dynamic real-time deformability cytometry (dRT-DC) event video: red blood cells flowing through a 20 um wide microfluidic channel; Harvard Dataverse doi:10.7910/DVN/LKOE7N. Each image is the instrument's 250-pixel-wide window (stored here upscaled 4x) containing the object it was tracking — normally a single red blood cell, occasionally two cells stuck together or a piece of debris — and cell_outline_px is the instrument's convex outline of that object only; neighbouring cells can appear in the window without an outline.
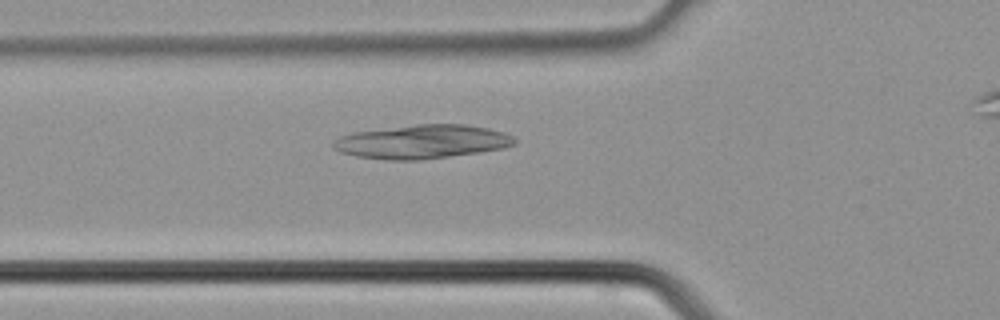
{"species": "common noctule bat (a hibernating species)", "species_latin": "Nyctalus noctula", "temperature_condition": "cold", "stored_images_in_passage": 26, "camera_frame_rate_fps": 3000, "um_per_image_px": 0.085, "animal": {"sex": "male", "body_mass_g": 21.5, "forearm_length_mm": 52.0}, "frame": {"image": 1, "passage_image": 12, "time_ms": 3.667, "image_size_px": [1000, 320], "cell_outline_px": [[516, 144], [504, 148], [480, 152], [420, 160], [388, 160], [356, 156], [340, 152], [332, 148], [332, 140], [340, 136], [352, 132], [416, 124], [468, 124], [488, 128], [504, 132], [512, 136], [516, 140]], "centroid_in_image_um": [35.86, 12.04], "position_along_channel_um": 89.9, "area_um2": 35.95}}
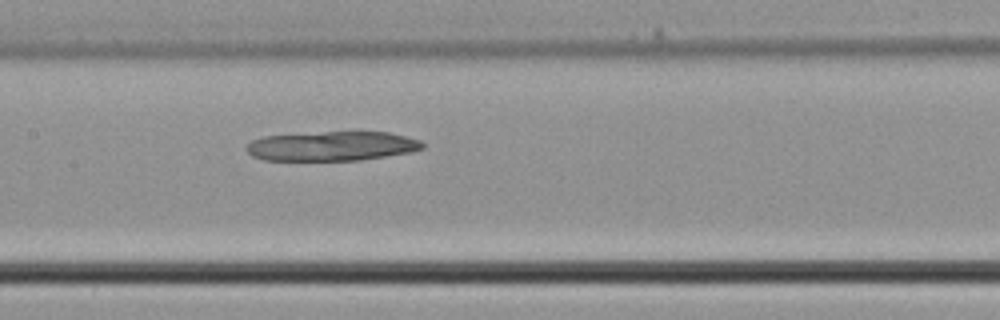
{"frame": {"image": 2, "passage_image": 17, "time_ms": 5.333, "image_size_px": [1000, 320], "cell_outline_px": [[424, 148], [412, 152], [360, 160], [264, 160], [252, 156], [244, 148], [252, 140], [264, 136], [360, 128], [388, 132], [420, 140], [424, 144]], "centroid_in_image_um": [28.26, 12.37], "position_along_channel_um": 179.1, "area_um2": 31.39}}
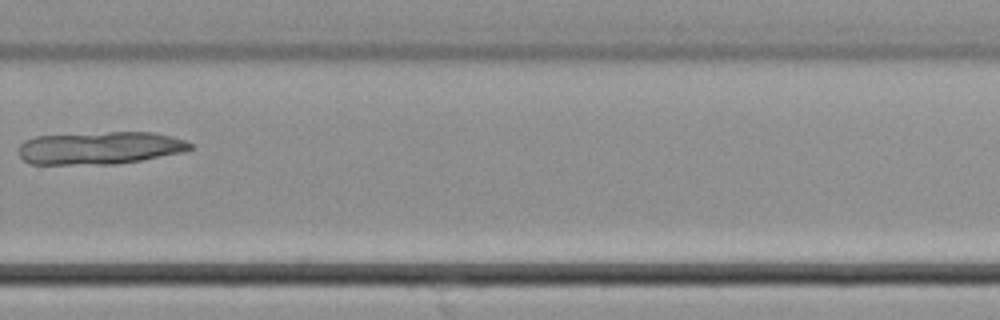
{"frame": {"image": 3, "passage_image": 25, "time_ms": 8.0, "image_size_px": [1000, 320], "cell_outline_px": [[192, 148], [184, 152], [140, 160], [116, 164], [28, 164], [20, 156], [20, 144], [24, 140], [36, 136], [108, 132], [156, 132], [172, 136], [184, 140], [192, 144]], "centroid_in_image_um": [8.5, 12.57], "position_along_channel_um": 321.3, "area_um2": 32.66}}